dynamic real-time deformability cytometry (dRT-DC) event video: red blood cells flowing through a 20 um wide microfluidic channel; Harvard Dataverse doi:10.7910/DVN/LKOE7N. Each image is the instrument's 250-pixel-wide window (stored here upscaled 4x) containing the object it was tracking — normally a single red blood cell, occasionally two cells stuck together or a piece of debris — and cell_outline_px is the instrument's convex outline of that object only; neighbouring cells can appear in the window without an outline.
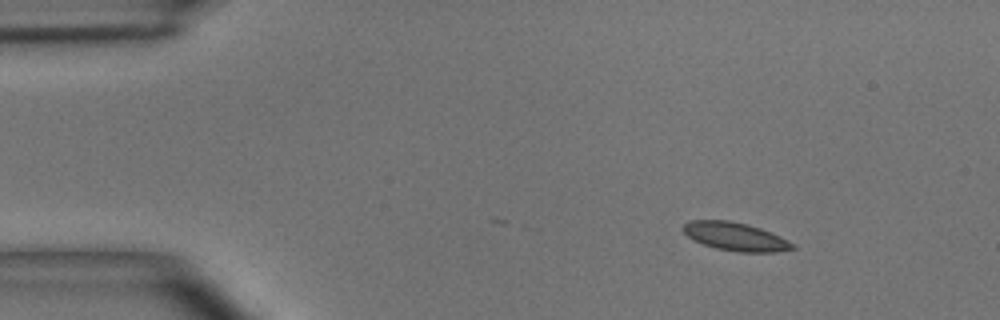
{"species": "common noctule bat (a hibernating species)", "species_latin": "Nyctalus noctula", "temperature_condition": "room temperature", "stored_images_in_passage": 37, "camera_frame_rate_fps": 3000, "um_per_image_px": 0.085, "animal": {"sex": "male", "body_mass_g": 15.6}, "frame": {"image": 1, "passage_image": 1, "time_ms": 0.0, "image_size_px": [1000, 320], "cell_outline_px": [[796, 248], [776, 252], [740, 252], [716, 248], [704, 244], [688, 236], [680, 228], [684, 224], [692, 220], [728, 220], [748, 224], [760, 228], [780, 236], [796, 244]], "centroid_in_image_um": [62.54, 20.1], "position_along_channel_um": 22.5, "area_um2": 17.98}}
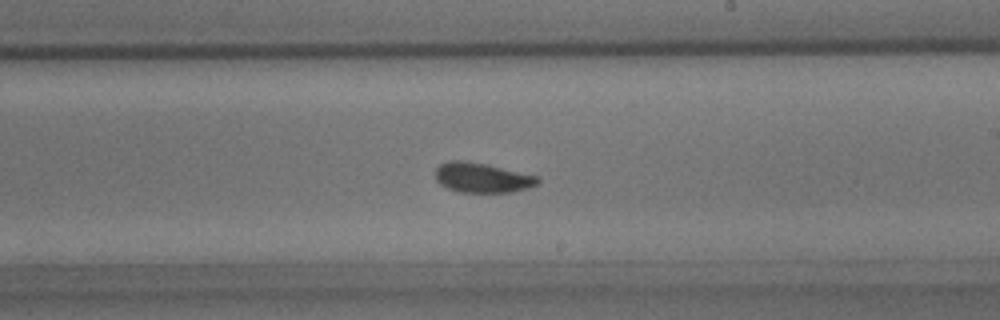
{"frame": {"image": 2, "passage_image": 24, "time_ms": 7.667, "image_size_px": [1000, 320], "cell_outline_px": [[540, 180], [536, 184], [528, 188], [512, 192], [460, 192], [448, 188], [440, 184], [436, 180], [436, 168], [440, 164], [448, 160], [460, 160], [484, 164], [540, 176]], "centroid_in_image_um": [40.98, 15.1], "position_along_channel_um": 248.0, "area_um2": 17.69}}
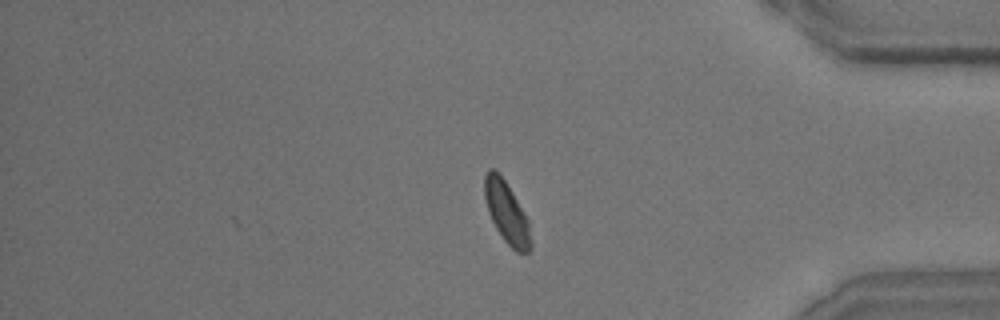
{"frame": {"image": 3, "passage_image": 37, "time_ms": 12.0, "image_size_px": [1000, 320], "cell_outline_px": [[532, 248], [528, 252], [516, 252], [504, 240], [496, 228], [488, 212], [484, 196], [484, 176], [488, 168], [492, 168], [504, 180], [512, 192], [528, 220], [532, 240]], "centroid_in_image_um": [43.07, 18.09], "position_along_channel_um": 392.1, "area_um2": 16.42}, "authors_computed_cell_mechanics": {"area_um2": 17.5712, "velocity_mm_per_s": 3.8985, "shape_relaxation_time_tau1_ms": 3.1768, "shape_relaxation_time_tau2_ms": 1.7898, "deformation_change_tau1": 0.0936, "deformation_change_tau2": 0.0553}}